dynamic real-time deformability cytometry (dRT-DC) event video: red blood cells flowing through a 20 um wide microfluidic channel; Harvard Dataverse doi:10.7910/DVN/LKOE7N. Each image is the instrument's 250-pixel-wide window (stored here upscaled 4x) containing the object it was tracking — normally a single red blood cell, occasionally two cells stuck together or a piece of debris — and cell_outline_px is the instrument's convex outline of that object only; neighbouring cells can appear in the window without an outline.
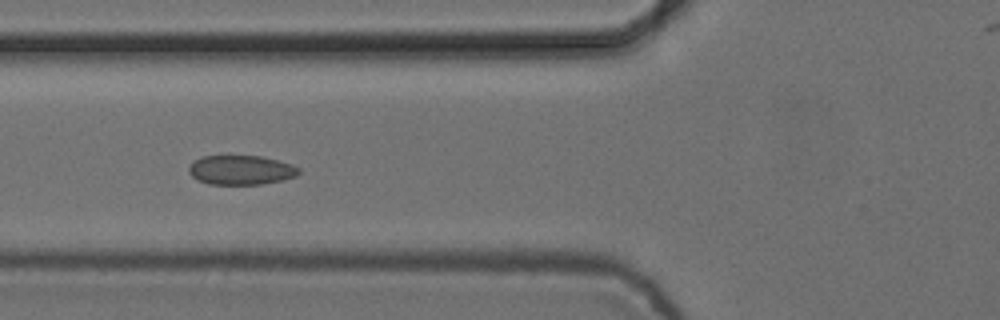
{"species": "common noctule bat (a hibernating species)", "species_latin": "Nyctalus noctula", "temperature_condition": "cold", "stored_images_in_passage": 7, "camera_frame_rate_fps": 3000, "um_per_image_px": 0.085, "animal": {"sex": "female", "body_mass_g": 24.6, "forearm_length_mm": 56.2}, "frame": {"image": 1, "passage_image": 6, "time_ms": 1.667, "image_size_px": [1000, 320], "cell_outline_px": [[300, 172], [296, 176], [284, 180], [260, 184], [208, 184], [196, 180], [188, 172], [188, 168], [200, 156], [260, 156], [292, 164], [300, 168]], "centroid_in_image_um": [20.48, 14.46], "position_along_channel_um": 105.3, "area_um2": 18.84}}
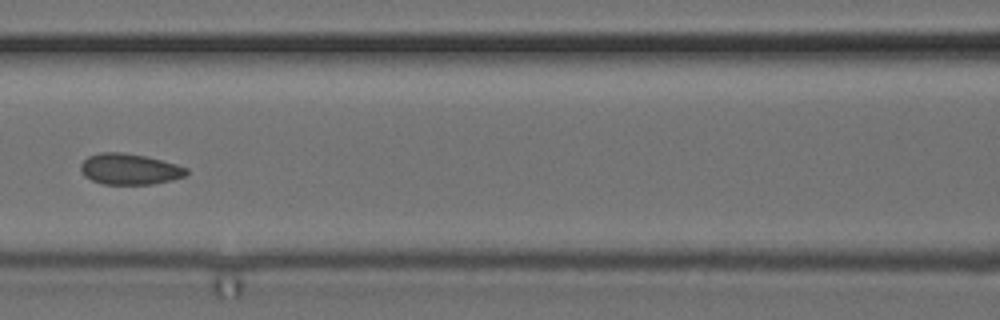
{"frame": {"image": 2, "passage_image": 7, "time_ms": 2.0, "image_size_px": [1000, 320], "cell_outline_px": [[188, 172], [184, 176], [172, 180], [152, 184], [104, 184], [92, 180], [84, 176], [80, 168], [80, 164], [88, 156], [100, 152], [120, 152], [144, 156], [176, 164], [188, 168]], "centroid_in_image_um": [10.99, 14.37], "position_along_channel_um": 155.6, "area_um2": 18.96}}